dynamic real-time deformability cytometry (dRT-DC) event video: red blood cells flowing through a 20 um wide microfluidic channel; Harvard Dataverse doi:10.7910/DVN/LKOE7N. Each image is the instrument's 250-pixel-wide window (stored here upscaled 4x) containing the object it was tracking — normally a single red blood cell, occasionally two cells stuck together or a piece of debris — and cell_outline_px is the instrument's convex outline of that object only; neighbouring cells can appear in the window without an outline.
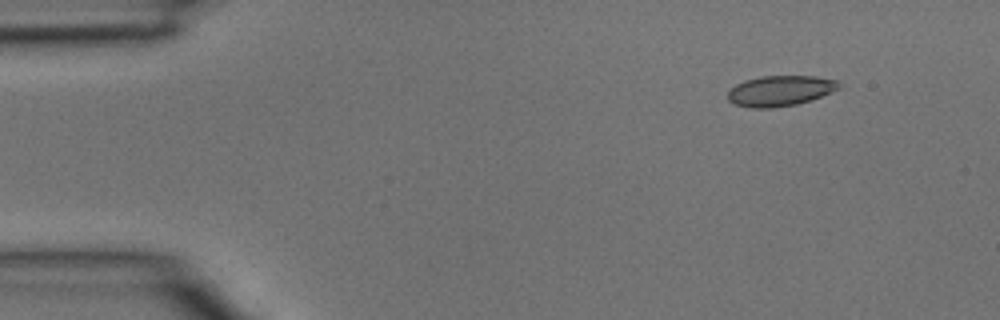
{"species": "common noctule bat (a hibernating species)", "species_latin": "Nyctalus noctula", "temperature_condition": "room temperature", "stored_images_in_passage": 3, "camera_frame_rate_fps": 3000, "um_per_image_px": 0.085, "animal": {"sex": "male", "body_mass_g": 15.6}, "frame": {"image": 1, "passage_image": 1, "time_ms": 0.0, "image_size_px": [1000, 320], "cell_outline_px": [[840, 88], [820, 96], [796, 104], [772, 108], [752, 108], [732, 104], [728, 100], [728, 92], [736, 84], [744, 80], [760, 76], [816, 76], [840, 80]], "centroid_in_image_um": [66.3, 7.71], "position_along_channel_um": 18.7, "area_um2": 19.77}}
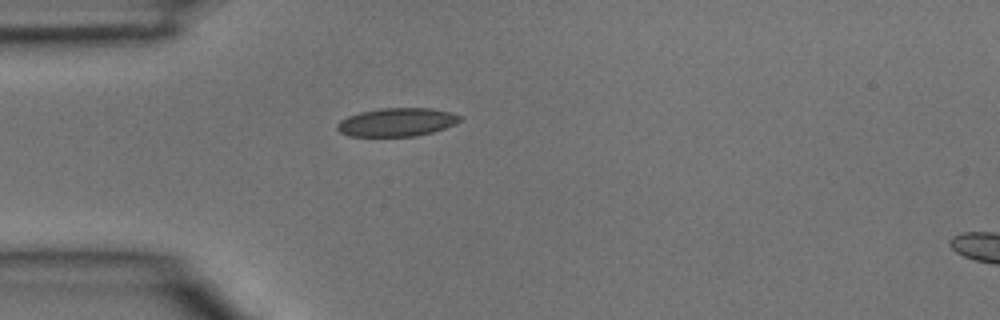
{"frame": {"image": 2, "passage_image": 3, "time_ms": 0.667, "image_size_px": [1000, 320], "cell_outline_px": [[464, 116], [460, 120], [444, 128], [432, 132], [416, 136], [348, 136], [340, 132], [336, 128], [336, 124], [340, 120], [348, 116], [360, 112], [380, 108], [432, 108], [452, 112]], "centroid_in_image_um": [33.72, 10.38], "position_along_channel_um": 51.3, "area_um2": 20.35}}